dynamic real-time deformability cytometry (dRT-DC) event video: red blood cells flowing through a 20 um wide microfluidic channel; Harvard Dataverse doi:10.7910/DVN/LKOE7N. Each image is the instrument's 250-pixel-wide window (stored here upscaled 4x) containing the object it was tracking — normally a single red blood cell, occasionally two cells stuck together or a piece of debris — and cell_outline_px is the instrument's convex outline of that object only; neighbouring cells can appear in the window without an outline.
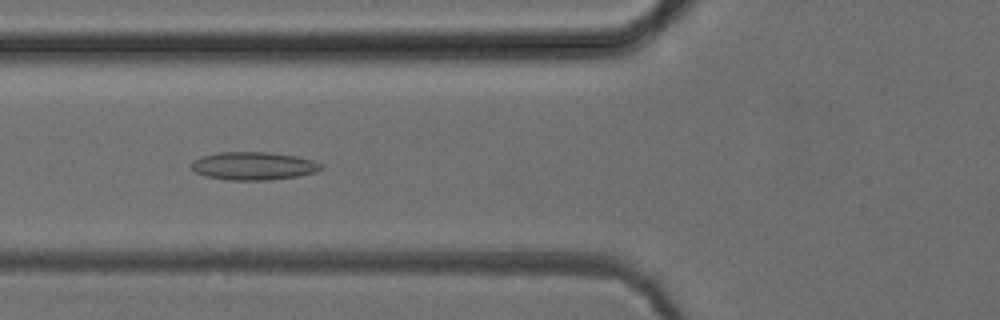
{"species": "common noctule bat (a hibernating species)", "species_latin": "Nyctalus noctula", "temperature_condition": "cold", "stored_images_in_passage": 52, "camera_frame_rate_fps": 3000, "um_per_image_px": 0.085, "animal": {"sex": "female", "body_mass_g": 24.6, "forearm_length_mm": 56.2}, "frame": {"image": 1, "passage_image": 20, "time_ms": 6.333, "image_size_px": [1000, 320], "cell_outline_px": [[324, 168], [316, 172], [296, 176], [268, 180], [228, 180], [204, 176], [196, 172], [192, 168], [192, 160], [200, 156], [220, 152], [268, 152], [296, 156], [312, 160], [324, 164]], "centroid_in_image_um": [21.55, 14.1], "position_along_channel_um": 104.3, "area_um2": 21.27}}
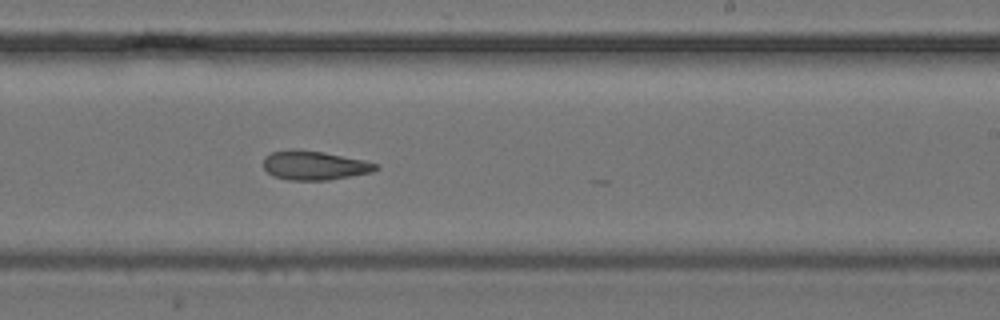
{"frame": {"image": 2, "passage_image": 32, "time_ms": 10.333, "image_size_px": [1000, 320], "cell_outline_px": [[380, 168], [372, 172], [328, 180], [288, 180], [272, 176], [264, 168], [264, 156], [272, 152], [292, 148], [296, 148], [320, 152], [364, 160], [380, 164]], "centroid_in_image_um": [26.71, 14.06], "position_along_channel_um": 262.3, "area_um2": 19.13}}
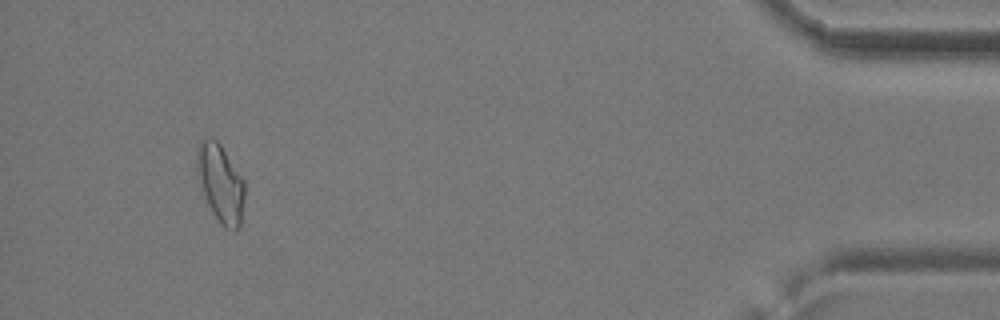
{"frame": {"image": 3, "passage_image": 49, "time_ms": 16.0, "image_size_px": [1000, 320], "cell_outline_px": [[244, 200], [240, 228], [236, 232], [232, 232], [224, 228], [220, 224], [212, 212], [204, 196], [196, 172], [196, 148], [200, 140], [204, 136], [216, 140], [220, 144], [244, 180]], "centroid_in_image_um": [18.73, 15.6], "position_along_channel_um": 416.5, "area_um2": 22.08}, "authors_computed_cell_mechanics": {"area_um2": 20.6924, "velocity_mm_per_s": 3.9417, "shape_relaxation_time_tau1_ms": null, "shape_relaxation_time_tau2_ms": 8.2389, "deformation_change_tau1": null, "deformation_change_tau2": 0.1711}}